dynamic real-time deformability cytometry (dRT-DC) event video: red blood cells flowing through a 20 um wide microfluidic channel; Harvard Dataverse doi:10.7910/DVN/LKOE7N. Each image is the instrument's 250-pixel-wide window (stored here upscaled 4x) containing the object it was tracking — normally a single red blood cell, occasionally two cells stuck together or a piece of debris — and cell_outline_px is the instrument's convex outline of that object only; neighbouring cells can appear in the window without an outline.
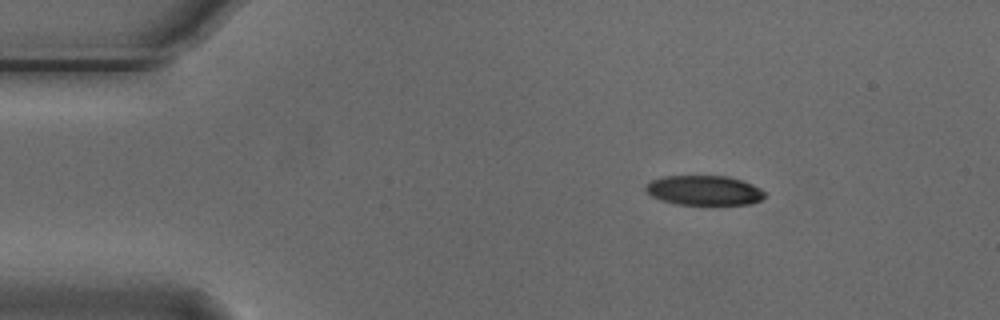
{"species": "Egyptian fruit bat (a non-hibernating species)", "species_latin": "Rousettus aegyptiacus", "temperature_condition": "cold", "stored_images_in_passage": 12, "camera_frame_rate_fps": 3000, "um_per_image_px": 0.085, "animal": {"sex": "male"}, "frame": {"image": 1, "passage_image": 1, "time_ms": 0.0, "image_size_px": [1000, 320], "cell_outline_px": [[764, 196], [760, 200], [752, 204], [676, 204], [660, 200], [652, 196], [644, 188], [652, 180], [664, 176], [728, 176], [752, 184], [760, 188], [764, 192]], "centroid_in_image_um": [59.85, 16.18], "position_along_channel_um": 25.2, "area_um2": 20.4}}
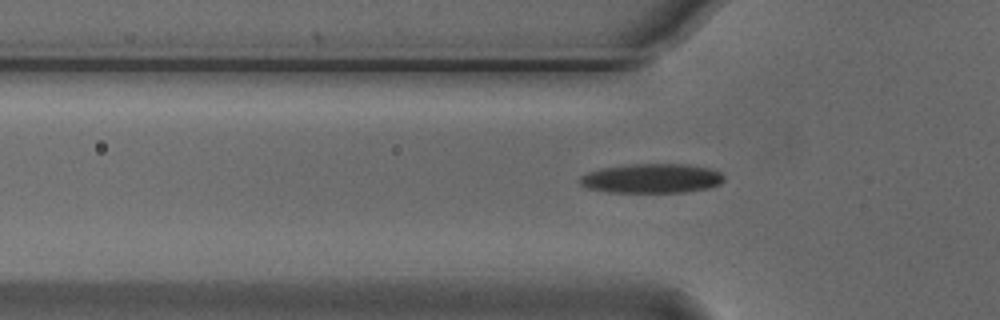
{"frame": {"image": 2, "passage_image": 10, "time_ms": 3.0, "image_size_px": [1000, 320], "cell_outline_px": [[724, 180], [720, 184], [708, 188], [684, 192], [608, 192], [588, 188], [580, 184], [580, 176], [588, 172], [600, 168], [628, 164], [688, 164], [712, 168], [720, 172], [724, 176]], "centroid_in_image_um": [55.41, 15.15], "position_along_channel_um": 70.4, "area_um2": 24.85}}